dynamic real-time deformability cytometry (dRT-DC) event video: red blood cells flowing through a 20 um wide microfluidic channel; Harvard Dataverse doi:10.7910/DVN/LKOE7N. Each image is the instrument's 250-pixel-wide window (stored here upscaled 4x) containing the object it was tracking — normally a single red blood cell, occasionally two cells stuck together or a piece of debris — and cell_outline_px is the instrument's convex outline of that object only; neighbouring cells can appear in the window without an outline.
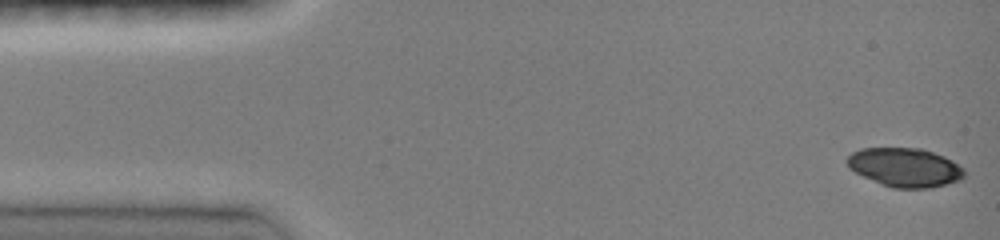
{"species": "common noctule bat (a hibernating species)", "species_latin": "Nyctalus noctula", "temperature_condition": "room temperature", "stored_images_in_passage": 8, "camera_frame_rate_fps": 3000, "um_per_image_px": 0.085, "animal": {"sex": "female", "body_mass_g": 19.0, "forearm_length_mm": 51.5}, "frame": {"image": 1, "passage_image": 1, "time_ms": 0.0, "image_size_px": [1000, 240], "cell_outline_px": [[964, 176], [960, 180], [928, 188], [892, 188], [864, 176], [848, 168], [848, 156], [852, 152], [860, 148], [920, 148], [944, 156], [952, 160], [964, 168]], "centroid_in_image_um": [76.93, 14.22], "position_along_channel_um": 8.1, "area_um2": 26.3}}